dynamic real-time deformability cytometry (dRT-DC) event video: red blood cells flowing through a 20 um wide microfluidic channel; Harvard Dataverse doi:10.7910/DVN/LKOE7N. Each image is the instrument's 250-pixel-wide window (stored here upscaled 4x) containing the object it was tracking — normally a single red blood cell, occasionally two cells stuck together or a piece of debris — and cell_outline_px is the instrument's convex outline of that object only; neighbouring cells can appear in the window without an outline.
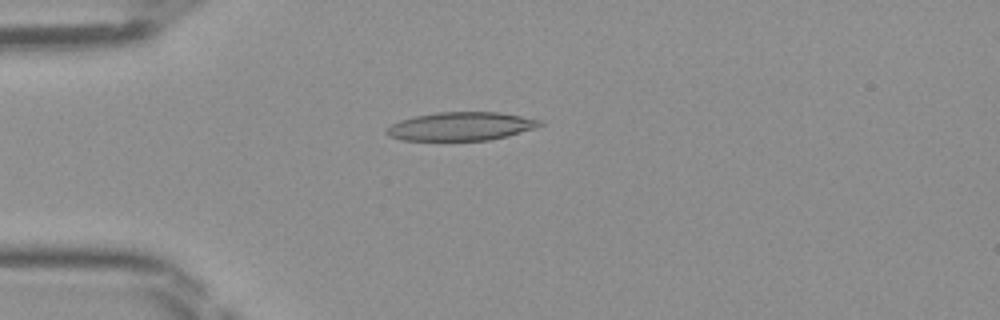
{"species": "Egyptian fruit bat (a non-hibernating species)", "species_latin": "Rousettus aegyptiacus", "temperature_condition": "room temperature", "stored_images_in_passage": 28, "camera_frame_rate_fps": 3000, "um_per_image_px": 0.085, "frame": {"image": 1, "passage_image": 1, "time_ms": 0.0, "image_size_px": [1000, 320], "cell_outline_px": [[544, 124], [536, 128], [508, 136], [488, 140], [400, 140], [388, 136], [384, 132], [392, 124], [400, 120], [416, 116], [436, 112], [496, 112], [544, 120]], "centroid_in_image_um": [39.2, 10.74], "position_along_channel_um": 45.8, "area_um2": 25.43}}
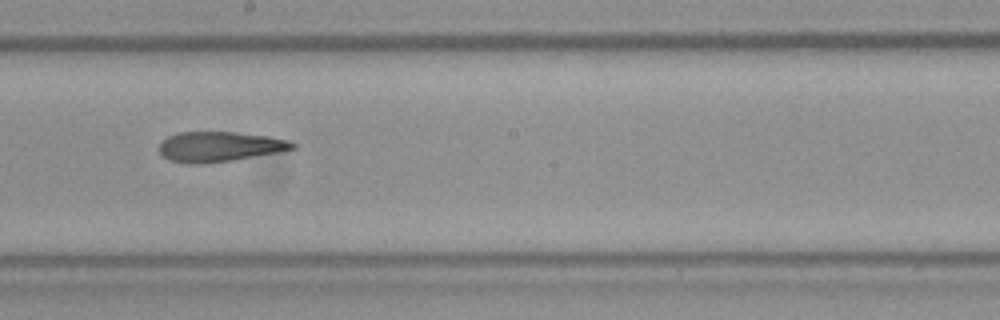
{"frame": {"image": 2, "passage_image": 15, "time_ms": 4.667, "image_size_px": [1000, 320], "cell_outline_px": [[296, 148], [280, 152], [232, 160], [200, 164], [188, 164], [168, 160], [160, 156], [160, 144], [168, 136], [180, 132], [236, 132], [268, 136], [288, 140], [296, 144]], "centroid_in_image_um": [18.65, 12.47], "position_along_channel_um": 229.6, "area_um2": 23.41}}
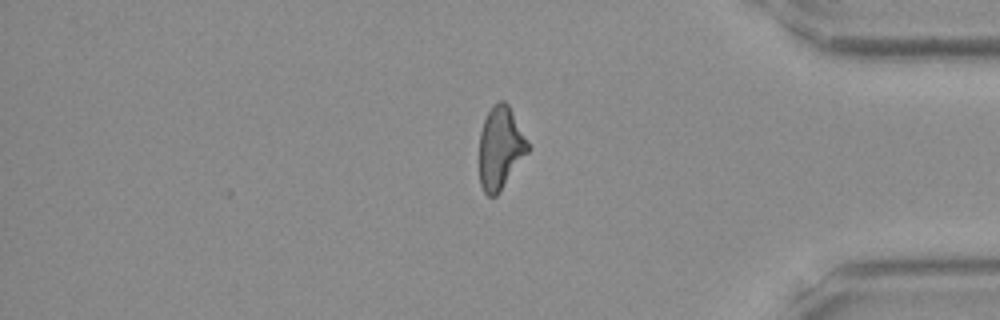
{"frame": {"image": 3, "passage_image": 28, "time_ms": 9.0, "image_size_px": [1000, 320], "cell_outline_px": [[528, 152], [500, 192], [496, 196], [488, 196], [484, 192], [480, 184], [480, 132], [484, 120], [492, 104], [500, 100], [504, 100], [508, 104], [528, 140]], "centroid_in_image_um": [42.53, 12.56], "position_along_channel_um": 392.7, "area_um2": 23.29}}